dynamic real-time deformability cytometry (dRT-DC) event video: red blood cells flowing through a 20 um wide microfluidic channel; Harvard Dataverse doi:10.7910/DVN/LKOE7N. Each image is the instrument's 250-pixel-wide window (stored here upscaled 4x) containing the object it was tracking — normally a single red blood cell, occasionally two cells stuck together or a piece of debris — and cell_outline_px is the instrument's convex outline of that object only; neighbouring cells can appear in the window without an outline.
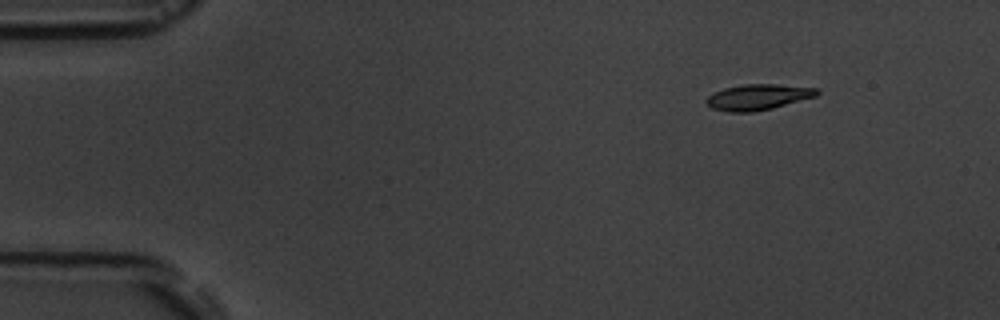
{"species": "common noctule bat (a hibernating species)", "species_latin": "Nyctalus noctula", "temperature_condition": "room temperature", "stored_images_in_passage": 5, "camera_frame_rate_fps": 3000, "um_per_image_px": 0.085, "animal": {"sex": "male", "body_mass_g": 19.5, "forearm_length_mm": 54.6}, "frame": {"image": 1, "passage_image": 1, "time_ms": 0.0, "image_size_px": [1000, 320], "cell_outline_px": [[820, 92], [816, 96], [772, 108], [752, 112], [728, 112], [712, 108], [704, 100], [708, 96], [724, 88], [744, 84], [776, 84], [816, 88]], "centroid_in_image_um": [64.42, 8.25], "position_along_channel_um": 20.6, "area_um2": 16.42}}
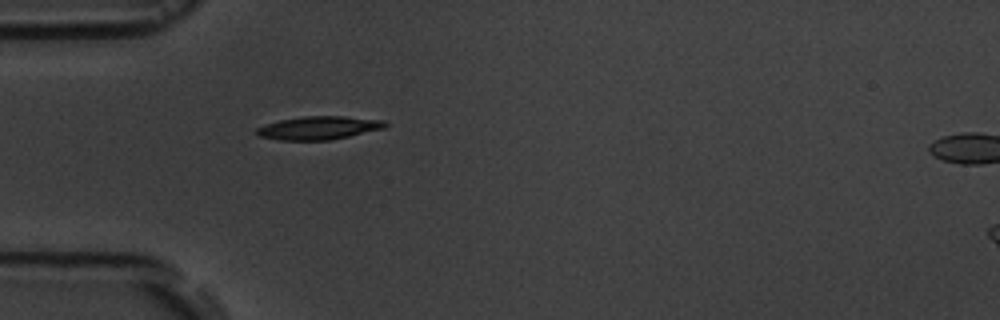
{"frame": {"image": 2, "passage_image": 4, "time_ms": 3.333, "image_size_px": [1000, 320], "cell_outline_px": [[388, 124], [384, 128], [332, 140], [280, 140], [260, 136], [256, 132], [256, 128], [280, 120], [304, 116], [344, 116], [384, 120]], "centroid_in_image_um": [27.13, 10.87], "position_along_channel_um": 57.9, "area_um2": 17.28}}